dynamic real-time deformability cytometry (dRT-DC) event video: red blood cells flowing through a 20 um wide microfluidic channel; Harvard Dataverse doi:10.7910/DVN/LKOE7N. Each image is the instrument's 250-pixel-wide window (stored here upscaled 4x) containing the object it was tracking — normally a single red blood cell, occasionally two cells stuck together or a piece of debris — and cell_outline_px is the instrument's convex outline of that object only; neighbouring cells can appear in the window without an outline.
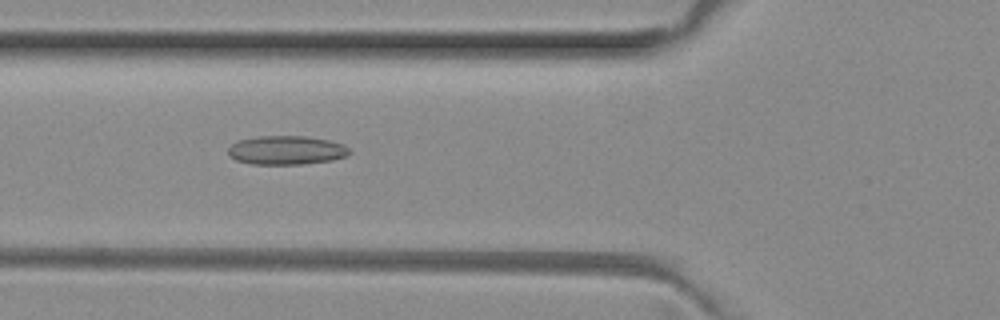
{"species": "common noctule bat (a hibernating species)", "species_latin": "Nyctalus noctula", "temperature_condition": "room temperature", "stored_images_in_passage": 4, "camera_frame_rate_fps": 3000, "um_per_image_px": 0.085, "animal": {"sex": "female", "body_mass_g": 29.2, "forearm_length_mm": 56.3}, "frame": {"image": 1, "passage_image": 2, "time_ms": 0.333, "image_size_px": [1000, 320], "cell_outline_px": [[352, 152], [348, 156], [332, 160], [304, 164], [252, 164], [236, 160], [228, 156], [228, 148], [236, 140], [260, 136], [304, 136], [328, 140], [344, 144]], "centroid_in_image_um": [24.34, 12.77], "position_along_channel_um": 101.5, "area_um2": 20.58}}
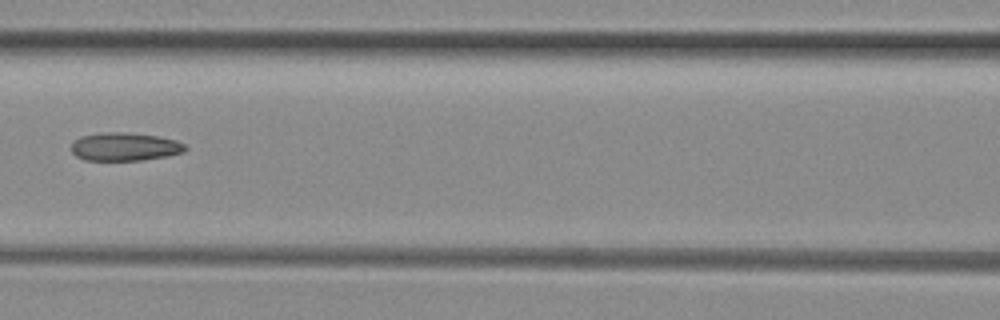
{"frame": {"image": 2, "passage_image": 3, "time_ms": 0.667, "image_size_px": [1000, 320], "cell_outline_px": [[188, 148], [184, 152], [168, 156], [140, 160], [84, 160], [76, 156], [72, 152], [72, 144], [80, 136], [104, 132], [124, 132], [156, 136], [176, 140], [184, 144]], "centroid_in_image_um": [10.61, 12.47], "position_along_channel_um": 156.0, "area_um2": 18.67}}
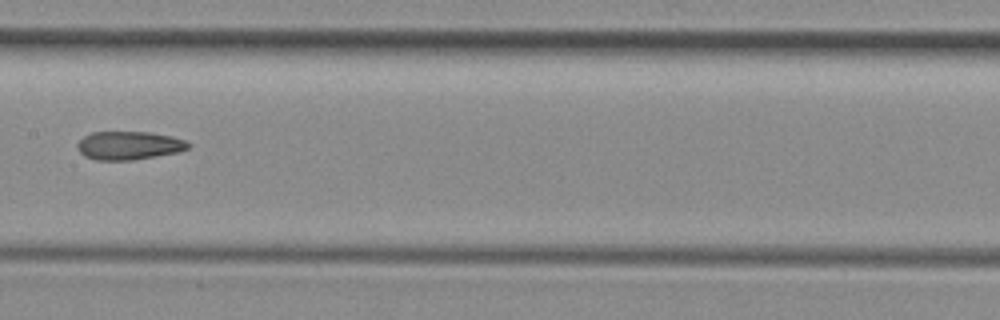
{"frame": {"image": 3, "passage_image": 4, "time_ms": 1.0, "image_size_px": [1000, 320], "cell_outline_px": [[192, 144], [188, 148], [180, 152], [132, 160], [96, 160], [84, 156], [76, 148], [76, 144], [84, 136], [92, 132], [152, 132], [172, 136], [184, 140]], "centroid_in_image_um": [10.96, 12.36], "position_along_channel_um": 196.4, "area_um2": 18.5}}